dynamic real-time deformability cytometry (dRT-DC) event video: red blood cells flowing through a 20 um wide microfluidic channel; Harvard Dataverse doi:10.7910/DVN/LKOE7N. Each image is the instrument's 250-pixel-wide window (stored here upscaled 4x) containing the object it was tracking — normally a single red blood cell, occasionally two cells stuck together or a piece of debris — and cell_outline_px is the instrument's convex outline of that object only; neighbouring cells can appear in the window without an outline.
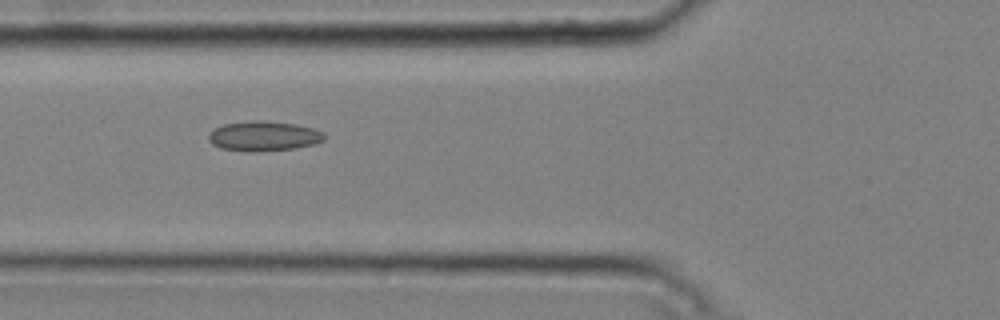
{"species": "common noctule bat (a hibernating species)", "species_latin": "Nyctalus noctula", "temperature_condition": "cold", "stored_images_in_passage": 6, "camera_frame_rate_fps": 3000, "um_per_image_px": 0.085, "animal": {"sex": "male", "body_mass_g": 20.4}, "frame": {"image": 1, "passage_image": 6, "time_ms": 1.667, "image_size_px": [1000, 320], "cell_outline_px": [[324, 140], [312, 144], [292, 148], [256, 152], [248, 152], [220, 148], [212, 144], [208, 140], [208, 132], [224, 124], [256, 120], [260, 120], [296, 124], [312, 128], [324, 132]], "centroid_in_image_um": [22.37, 11.57], "position_along_channel_um": 103.4, "area_um2": 20.06}}